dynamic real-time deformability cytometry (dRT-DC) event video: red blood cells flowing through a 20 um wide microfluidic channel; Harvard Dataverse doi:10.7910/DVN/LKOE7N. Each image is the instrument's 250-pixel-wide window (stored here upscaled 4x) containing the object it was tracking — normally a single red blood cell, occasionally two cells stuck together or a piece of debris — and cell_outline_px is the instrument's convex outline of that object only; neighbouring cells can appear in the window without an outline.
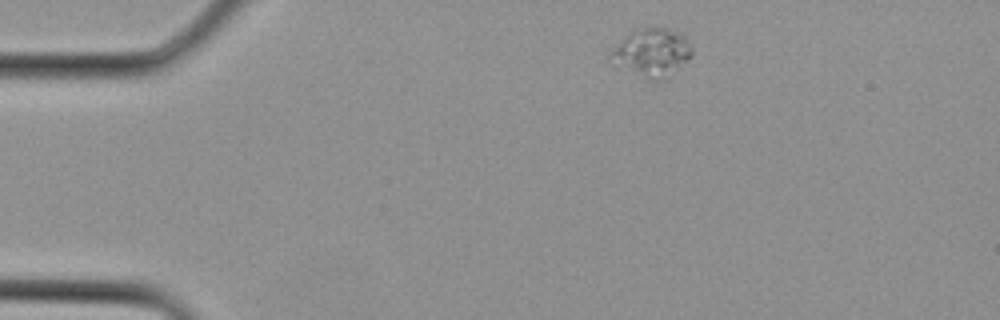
{"species": "Egyptian fruit bat (a non-hibernating species)", "species_latin": "Rousettus aegyptiacus", "temperature_condition": "cold", "stored_images_in_passage": 2, "camera_frame_rate_fps": 3000, "um_per_image_px": 0.085, "animal": {"sex": "female"}, "frame": {"image": 1, "passage_image": 1, "time_ms": 0.0, "image_size_px": [1000, 320], "cell_outline_px": [[692, 56], [688, 60], [664, 80], [656, 80], [612, 64], [608, 60], [608, 52], [628, 32], [636, 28], [652, 24], [684, 32], [692, 48]], "centroid_in_image_um": [55.4, 4.38], "position_along_channel_um": 29.6, "area_um2": 23.52}}